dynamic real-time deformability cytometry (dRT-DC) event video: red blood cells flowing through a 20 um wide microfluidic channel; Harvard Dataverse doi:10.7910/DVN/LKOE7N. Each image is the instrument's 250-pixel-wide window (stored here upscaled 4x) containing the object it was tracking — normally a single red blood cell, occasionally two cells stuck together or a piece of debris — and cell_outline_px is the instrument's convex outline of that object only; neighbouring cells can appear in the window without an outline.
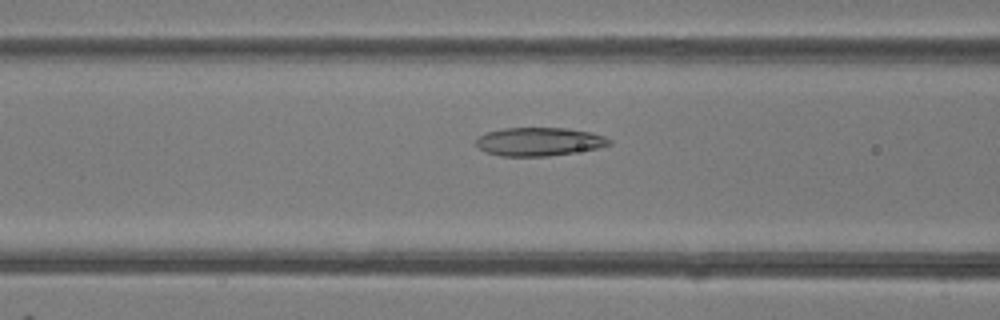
{"species": "common noctule bat (a hibernating species)", "species_latin": "Nyctalus noctula", "temperature_condition": "room temperature", "stored_images_in_passage": 49, "camera_frame_rate_fps": 3000, "um_per_image_px": 0.085, "animal": {"sex": "female"}, "frame": {"image": 1, "passage_image": 20, "time_ms": 6.333, "image_size_px": [1000, 320], "cell_outline_px": [[612, 144], [596, 148], [548, 156], [500, 156], [488, 152], [480, 148], [476, 144], [476, 140], [480, 136], [488, 132], [504, 128], [568, 128], [592, 132], [604, 136], [612, 140]], "centroid_in_image_um": [45.86, 12.03], "position_along_channel_um": 120.7, "area_um2": 21.85}}
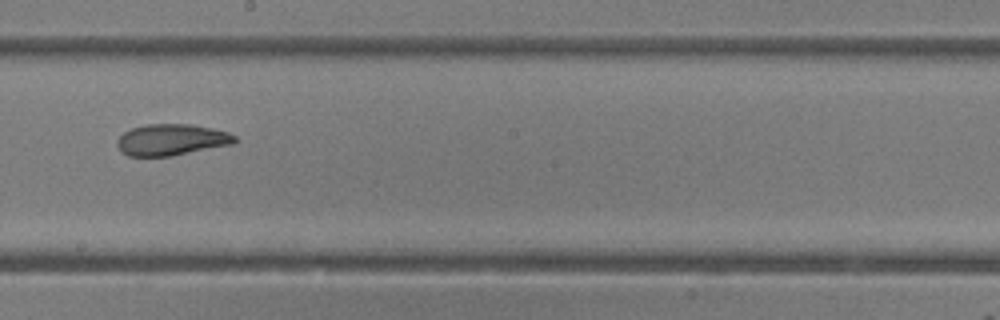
{"frame": {"image": 2, "passage_image": 28, "time_ms": 9.0, "image_size_px": [1000, 320], "cell_outline_px": [[236, 140], [232, 144], [172, 156], [128, 156], [120, 152], [116, 144], [116, 140], [124, 132], [132, 128], [148, 124], [192, 124], [212, 128], [228, 132], [236, 136]], "centroid_in_image_um": [14.55, 11.88], "position_along_channel_um": 233.7, "area_um2": 21.56}}
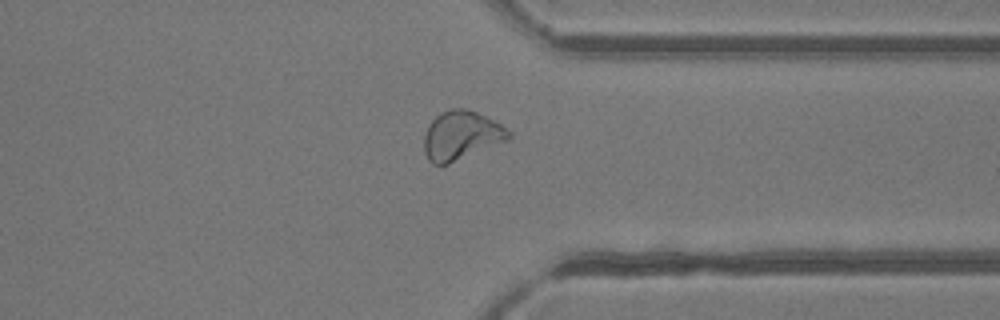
{"frame": {"image": 3, "passage_image": 38, "time_ms": 12.333, "image_size_px": [1000, 320], "cell_outline_px": [[512, 136], [508, 140], [448, 164], [432, 164], [428, 160], [424, 152], [424, 136], [428, 124], [440, 112], [452, 108], [464, 108], [476, 112], [500, 124], [512, 132]], "centroid_in_image_um": [39.19, 11.51], "position_along_channel_um": 372.2, "area_um2": 24.04}, "authors_computed_cell_mechanics": {"area_um2": 24.565, "velocity_mm_per_s": 4.2277, "shape_relaxation_time_tau1_ms": 6.2639, "shape_relaxation_time_tau2_ms": 2.5102, "deformation_change_tau1": 0.1625, "deformation_change_tau2": 0.0975}}